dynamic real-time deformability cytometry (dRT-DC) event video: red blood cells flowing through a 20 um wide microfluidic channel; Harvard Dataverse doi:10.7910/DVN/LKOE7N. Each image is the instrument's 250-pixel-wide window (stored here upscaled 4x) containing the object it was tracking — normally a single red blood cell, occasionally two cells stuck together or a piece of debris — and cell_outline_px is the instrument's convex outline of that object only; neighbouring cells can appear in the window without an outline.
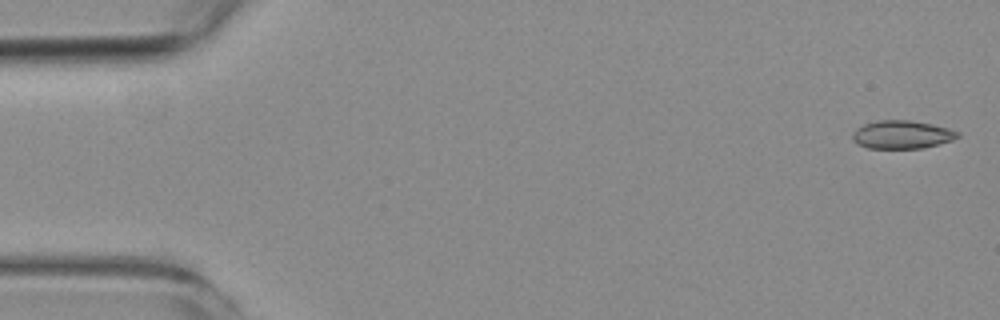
{"species": "common noctule bat (a hibernating species)", "species_latin": "Nyctalus noctula", "temperature_condition": "room temperature", "stored_images_in_passage": 4, "camera_frame_rate_fps": 3000, "um_per_image_px": 0.085, "animal": {"sex": "female", "body_mass_g": 19.3, "forearm_length_mm": 54.1}, "frame": {"image": 1, "passage_image": 1, "time_ms": 0.0, "image_size_px": [1000, 320], "cell_outline_px": [[960, 136], [952, 140], [924, 148], [868, 148], [856, 144], [852, 140], [852, 132], [856, 128], [864, 124], [876, 120], [912, 120], [932, 124], [948, 128], [960, 132]], "centroid_in_image_um": [76.64, 11.43], "position_along_channel_um": 8.4, "area_um2": 17.46}}